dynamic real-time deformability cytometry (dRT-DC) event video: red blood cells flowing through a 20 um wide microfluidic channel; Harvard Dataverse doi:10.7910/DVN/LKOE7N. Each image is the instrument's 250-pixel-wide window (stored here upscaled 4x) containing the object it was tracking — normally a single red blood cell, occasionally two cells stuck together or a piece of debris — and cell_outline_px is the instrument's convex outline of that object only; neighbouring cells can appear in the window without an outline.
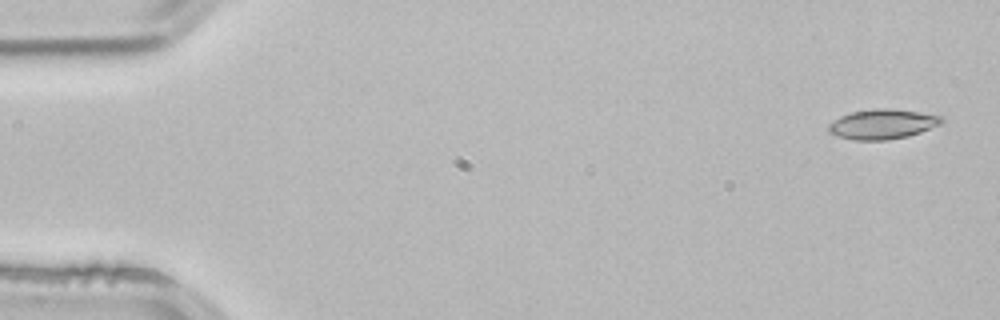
{"species": "common noctule bat (a hibernating species)", "species_latin": "Nyctalus noctula", "temperature_condition": "room temperature", "stored_images_in_passage": 3, "camera_frame_rate_fps": 3000, "um_per_image_px": 0.085, "animal": {"sex": "male", "body_mass_g": 21.5, "forearm_length_mm": 52.0}, "frame": {"image": 1, "passage_image": 1, "time_ms": 0.0, "image_size_px": [1000, 320], "cell_outline_px": [[944, 124], [908, 136], [888, 140], [852, 140], [836, 136], [828, 132], [828, 124], [840, 116], [852, 112], [876, 108], [888, 108], [916, 112], [940, 116], [944, 120]], "centroid_in_image_um": [74.99, 10.56], "position_along_channel_um": 10.0, "area_um2": 19.71}}
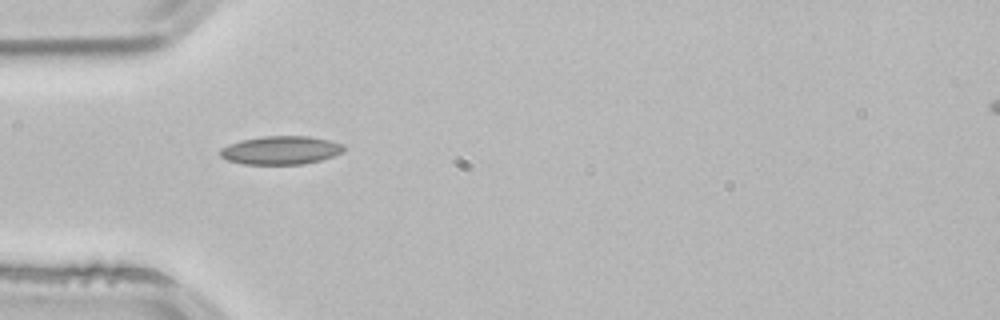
{"frame": {"image": 2, "passage_image": 3, "time_ms": 0.667, "image_size_px": [1000, 320], "cell_outline_px": [[344, 152], [320, 160], [300, 164], [244, 164], [228, 160], [220, 156], [220, 148], [228, 144], [240, 140], [260, 136], [308, 136], [328, 140], [340, 144], [344, 148]], "centroid_in_image_um": [23.82, 12.76], "position_along_channel_um": 61.2, "area_um2": 20.35}}